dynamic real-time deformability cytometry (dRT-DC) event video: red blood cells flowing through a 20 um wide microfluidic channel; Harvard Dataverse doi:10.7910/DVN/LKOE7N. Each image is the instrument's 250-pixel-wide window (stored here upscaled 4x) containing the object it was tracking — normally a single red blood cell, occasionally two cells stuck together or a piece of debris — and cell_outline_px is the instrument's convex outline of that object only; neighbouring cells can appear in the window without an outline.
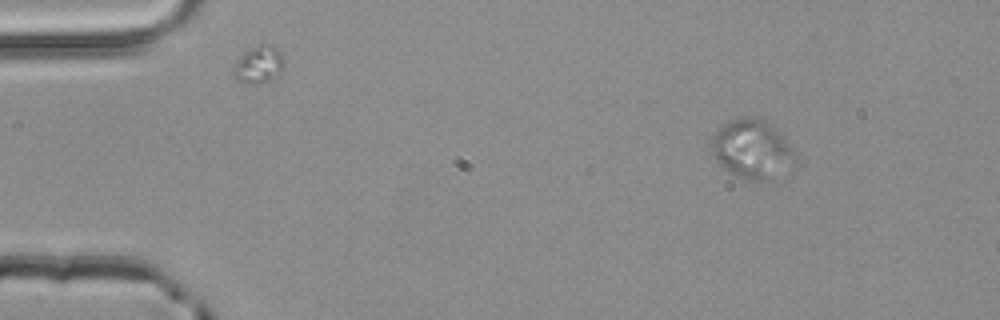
{"species": "common noctule bat (a hibernating species)", "species_latin": "Nyctalus noctula", "temperature_condition": "room temperature", "stored_images_in_passage": 3, "camera_frame_rate_fps": 3000, "um_per_image_px": 0.085, "animal": {"sex": "male", "body_mass_g": 20.4}, "frame": {"image": 1, "passage_image": 1, "time_ms": 0.0, "image_size_px": [1000, 320], "cell_outline_px": [[796, 160], [792, 168], [764, 180], [748, 180], [728, 172], [720, 164], [712, 152], [712, 136], [724, 124], [732, 120], [744, 116], [752, 116], [764, 120], [788, 144], [796, 156]], "centroid_in_image_um": [63.91, 12.69], "position_along_channel_um": 21.1, "area_um2": 27.98}}
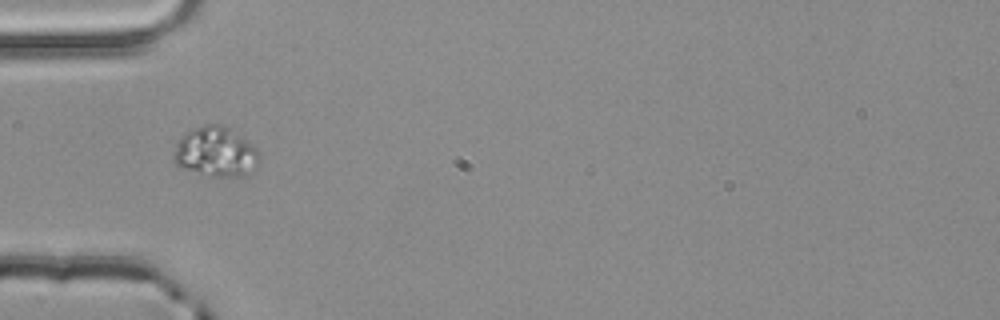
{"frame": {"image": 2, "passage_image": 3, "time_ms": 0.667, "image_size_px": [1000, 320], "cell_outline_px": [[260, 156], [256, 164], [244, 176], [212, 176], [180, 168], [172, 160], [172, 156], [176, 144], [180, 136], [184, 132], [204, 124], [220, 124], [228, 128], [252, 144], [256, 148]], "centroid_in_image_um": [18.26, 12.9], "position_along_channel_um": 66.7, "area_um2": 24.74}}